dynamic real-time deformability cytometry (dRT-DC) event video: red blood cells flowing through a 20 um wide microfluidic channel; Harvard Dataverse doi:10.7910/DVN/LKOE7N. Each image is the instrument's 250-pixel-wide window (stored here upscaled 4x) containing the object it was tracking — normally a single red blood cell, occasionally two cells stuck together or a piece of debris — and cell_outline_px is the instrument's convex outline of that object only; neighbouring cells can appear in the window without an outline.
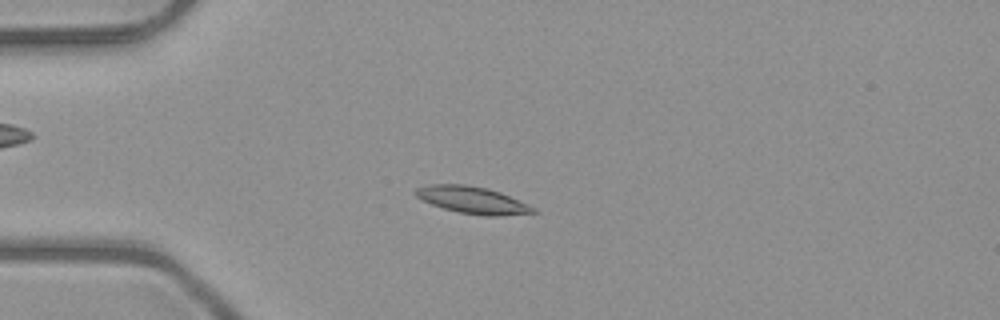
{"species": "common noctule bat (a hibernating species)", "species_latin": "Nyctalus noctula", "temperature_condition": "room temperature", "stored_images_in_passage": 52, "camera_frame_rate_fps": 3000, "um_per_image_px": 0.085, "animal": {"sex": "male", "body_mass_g": 23.1, "forearm_length_mm": 52.7}, "frame": {"image": 1, "passage_image": 14, "time_ms": 4.333, "image_size_px": [1000, 320], "cell_outline_px": [[540, 212], [504, 216], [484, 216], [460, 212], [444, 208], [432, 204], [416, 196], [412, 192], [416, 188], [428, 184], [464, 184], [488, 188], [500, 192], [528, 204], [536, 208]], "centroid_in_image_um": [40.19, 17.0], "position_along_channel_um": 44.8, "area_um2": 18.61}}
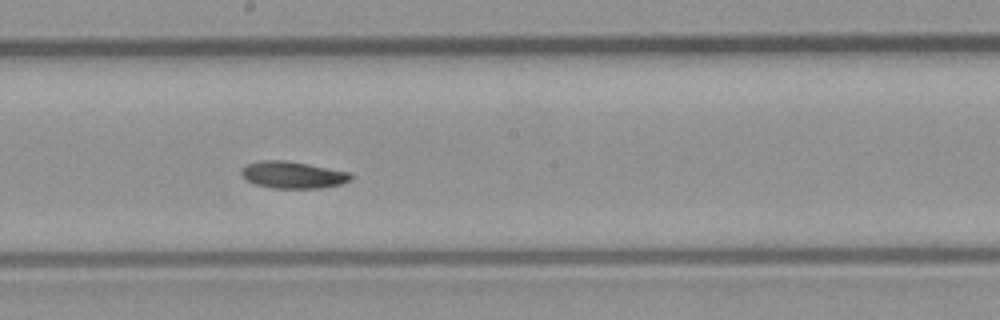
{"frame": {"image": 2, "passage_image": 29, "time_ms": 9.333, "image_size_px": [1000, 320], "cell_outline_px": [[352, 180], [340, 184], [320, 188], [272, 188], [256, 184], [248, 180], [240, 172], [240, 168], [244, 164], [260, 160], [288, 160], [348, 172], [352, 176]], "centroid_in_image_um": [24.85, 14.85], "position_along_channel_um": 223.3, "area_um2": 17.17}}
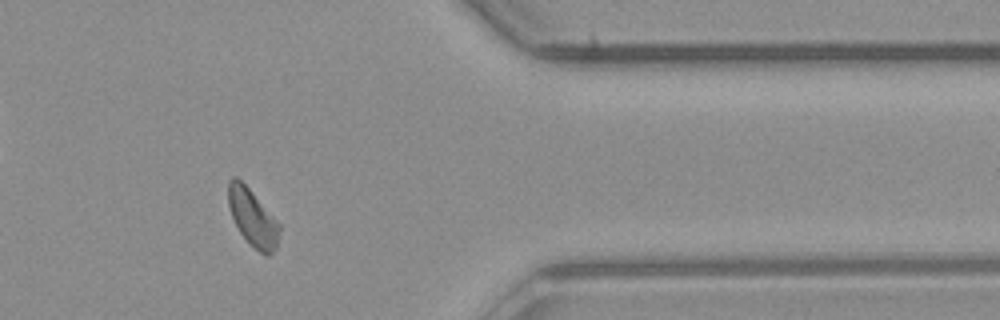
{"frame": {"image": 3, "passage_image": 43, "time_ms": 14.0, "image_size_px": [1000, 320], "cell_outline_px": [[280, 232], [276, 248], [268, 256], [260, 252], [248, 244], [240, 232], [232, 216], [228, 204], [228, 180], [232, 176], [236, 176], [252, 192], [280, 224]], "centroid_in_image_um": [21.47, 18.51], "position_along_channel_um": 389.9, "area_um2": 16.88}, "authors_computed_cell_mechanics": {"area_um2": 17.4267, "velocity_mm_per_s": 4.0088, "shape_relaxation_time_tau1_ms": 4.9761, "shape_relaxation_time_tau2_ms": null, "deformation_change_tau1": 0.1099, "deformation_change_tau2": null}}